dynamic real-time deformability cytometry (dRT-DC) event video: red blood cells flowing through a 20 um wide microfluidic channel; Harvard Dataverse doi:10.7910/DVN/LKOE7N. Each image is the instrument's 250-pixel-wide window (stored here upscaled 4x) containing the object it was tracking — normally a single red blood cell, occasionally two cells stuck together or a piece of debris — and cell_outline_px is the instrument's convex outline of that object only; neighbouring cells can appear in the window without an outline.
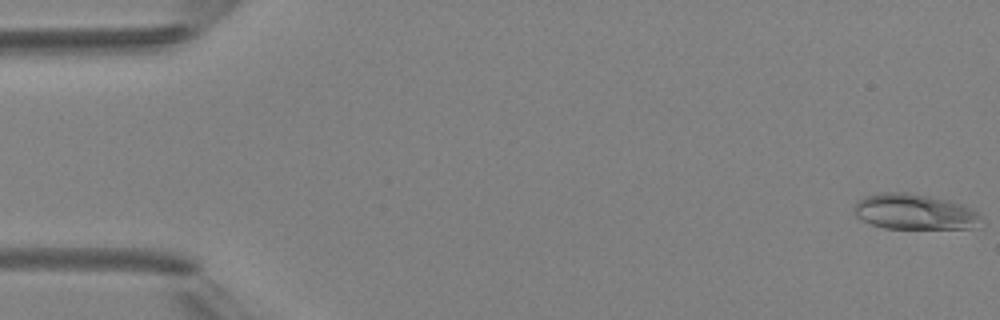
{"species": "Egyptian fruit bat (a non-hibernating species)", "species_latin": "Rousettus aegyptiacus", "temperature_condition": "room temperature", "stored_images_in_passage": 5, "camera_frame_rate_fps": 3000, "um_per_image_px": 0.085, "animal": {"sex": "female"}, "frame": {"image": 1, "passage_image": 1, "time_ms": 0.0, "image_size_px": [1000, 320], "cell_outline_px": [[980, 228], [884, 228], [860, 220], [856, 216], [856, 204], [864, 196], [880, 192], [908, 192], [948, 200], [964, 204], [972, 208], [980, 216]], "centroid_in_image_um": [77.77, 18.0], "position_along_channel_um": 7.2, "area_um2": 26.3}}
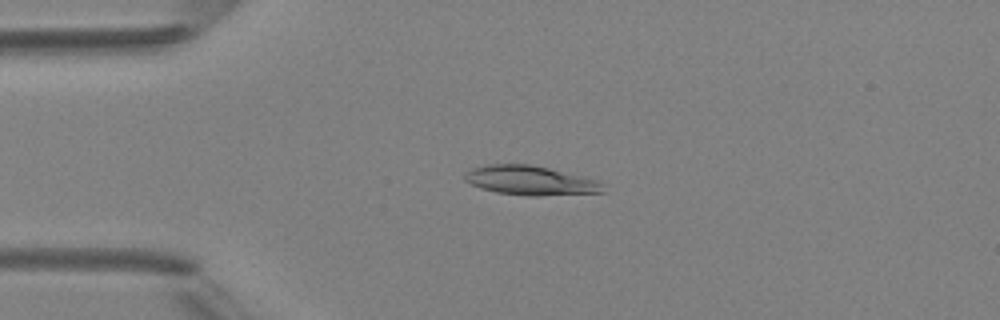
{"frame": {"image": 2, "passage_image": 4, "time_ms": 3.667, "image_size_px": [1000, 320], "cell_outline_px": [[604, 192], [536, 196], [528, 196], [496, 192], [480, 188], [464, 180], [464, 172], [472, 168], [488, 164], [528, 164], [548, 168], [600, 180]], "centroid_in_image_um": [45.05, 15.34], "position_along_channel_um": 39.9, "area_um2": 23.58}}